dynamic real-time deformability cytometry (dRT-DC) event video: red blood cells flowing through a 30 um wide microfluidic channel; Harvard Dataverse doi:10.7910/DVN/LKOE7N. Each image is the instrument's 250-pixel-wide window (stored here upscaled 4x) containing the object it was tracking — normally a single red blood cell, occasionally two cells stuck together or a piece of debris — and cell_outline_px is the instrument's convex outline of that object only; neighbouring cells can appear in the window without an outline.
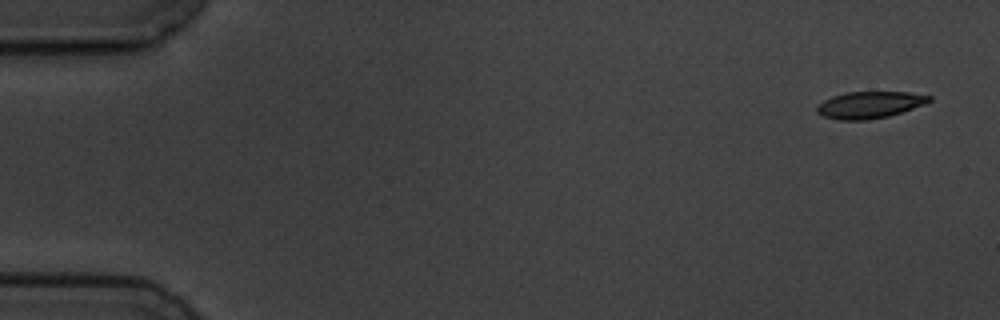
{"species": "common noctule bat (a hibernating species)", "species_latin": "Nyctalus noctula", "temperature_condition": "cold", "stored_images_in_passage": 5, "segment_of_instrument_passage": [1, 2], "camera_frame_rate_fps": 3000, "um_per_image_px": 0.085, "animal": {"sex": "male", "body_mass_g": 19.5, "forearm_length_mm": 54.6}, "frame": {"image": 1, "passage_image": 1, "time_ms": 0.0, "image_size_px": [1000, 320], "cell_outline_px": [[932, 100], [924, 104], [888, 116], [868, 120], [836, 120], [824, 116], [816, 112], [816, 104], [832, 96], [848, 92], [908, 92], [932, 96]], "centroid_in_image_um": [73.87, 8.91], "position_along_channel_um": 11.1, "area_um2": 17.51}}